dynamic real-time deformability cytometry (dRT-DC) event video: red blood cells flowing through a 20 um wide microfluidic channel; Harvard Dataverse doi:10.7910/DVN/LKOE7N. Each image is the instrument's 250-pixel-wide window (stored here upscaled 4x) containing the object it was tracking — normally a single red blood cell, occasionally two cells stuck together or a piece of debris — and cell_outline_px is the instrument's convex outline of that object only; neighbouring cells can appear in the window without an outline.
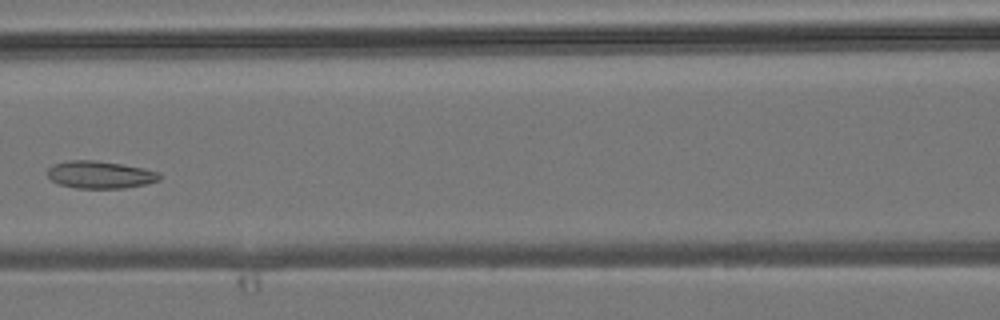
{"species": "common noctule bat (a hibernating species)", "species_latin": "Nyctalus noctula", "temperature_condition": "room temperature", "stored_images_in_passage": 5, "camera_frame_rate_fps": 3000, "um_per_image_px": 0.085, "animal": {"sex": "male", "body_mass_g": 19.2, "forearm_length_mm": 51.8}, "frame": {"image": 1, "passage_image": 5, "time_ms": 4.333, "image_size_px": [1000, 320], "cell_outline_px": [[160, 180], [144, 184], [124, 188], [76, 188], [60, 184], [52, 180], [48, 176], [48, 168], [52, 164], [64, 160], [96, 160], [144, 168], [160, 172]], "centroid_in_image_um": [8.49, 14.84], "position_along_channel_um": 158.1, "area_um2": 17.92}}